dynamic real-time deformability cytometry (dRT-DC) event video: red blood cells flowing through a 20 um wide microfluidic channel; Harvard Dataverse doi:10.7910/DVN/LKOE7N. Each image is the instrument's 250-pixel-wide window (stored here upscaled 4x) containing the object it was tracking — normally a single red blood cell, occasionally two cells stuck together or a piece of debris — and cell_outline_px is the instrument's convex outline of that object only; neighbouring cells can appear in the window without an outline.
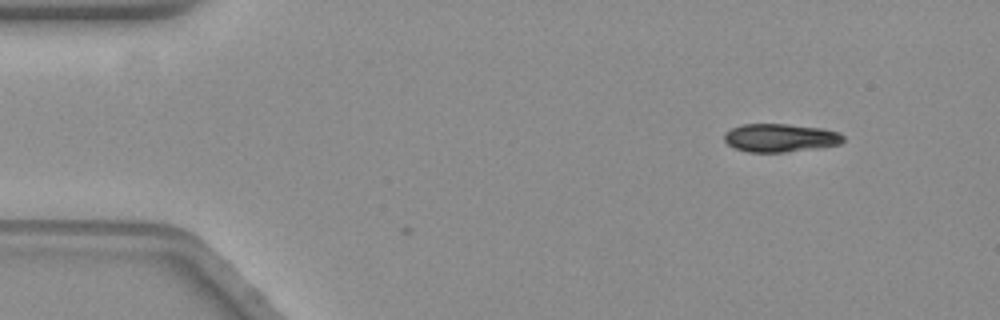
{"species": "common noctule bat (a hibernating species)", "species_latin": "Nyctalus noctula", "temperature_condition": "warm", "stored_images_in_passage": 6, "camera_frame_rate_fps": 3000, "um_per_image_px": 0.085, "animal": {"sex": "female", "body_mass_g": 19.3, "forearm_length_mm": 54.1}, "frame": {"image": 1, "passage_image": 6, "time_ms": 1.667, "image_size_px": [1000, 320], "cell_outline_px": [[844, 140], [840, 144], [820, 148], [788, 152], [748, 152], [736, 148], [728, 144], [724, 140], [724, 136], [732, 128], [744, 124], [788, 124], [820, 128], [840, 132], [844, 136]], "centroid_in_image_um": [66.37, 11.72], "position_along_channel_um": 18.6, "area_um2": 19.59}}